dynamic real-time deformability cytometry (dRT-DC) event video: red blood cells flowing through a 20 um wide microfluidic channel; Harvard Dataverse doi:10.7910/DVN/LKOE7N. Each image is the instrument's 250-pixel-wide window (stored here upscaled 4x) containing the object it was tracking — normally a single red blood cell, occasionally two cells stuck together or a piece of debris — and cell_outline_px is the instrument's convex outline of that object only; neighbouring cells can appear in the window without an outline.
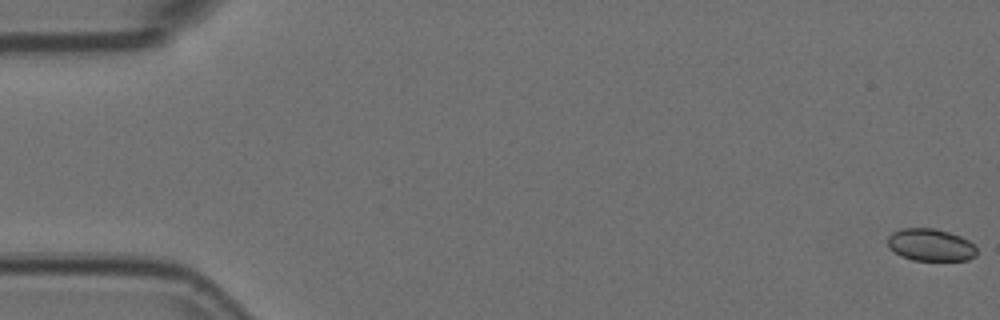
{"species": "Egyptian fruit bat (a non-hibernating species)", "species_latin": "Rousettus aegyptiacus", "temperature_condition": "room temperature", "stored_images_in_passage": 56, "camera_frame_rate_fps": 3000, "um_per_image_px": 0.085, "animal": {"sex": "female"}, "frame": {"image": 1, "passage_image": 1, "time_ms": 0.0, "image_size_px": [1000, 320], "cell_outline_px": [[976, 256], [968, 260], [912, 260], [900, 256], [888, 248], [888, 236], [892, 232], [900, 228], [936, 228], [960, 236], [968, 240], [976, 248]], "centroid_in_image_um": [79.06, 20.81], "position_along_channel_um": 5.9, "area_um2": 16.88}}
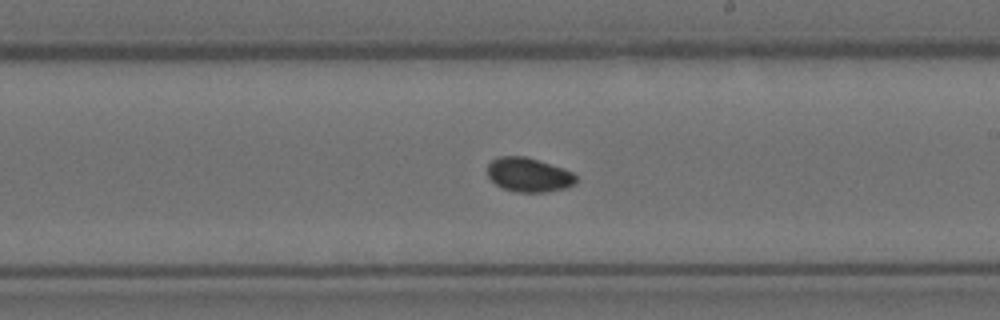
{"frame": {"image": 2, "passage_image": 32, "time_ms": 10.333, "image_size_px": [1000, 320], "cell_outline_px": [[576, 184], [568, 188], [544, 192], [516, 192], [504, 188], [496, 184], [488, 176], [488, 164], [492, 160], [500, 156], [524, 156], [572, 172], [576, 176]], "centroid_in_image_um": [44.94, 14.87], "position_along_channel_um": 244.1, "area_um2": 17.4}}
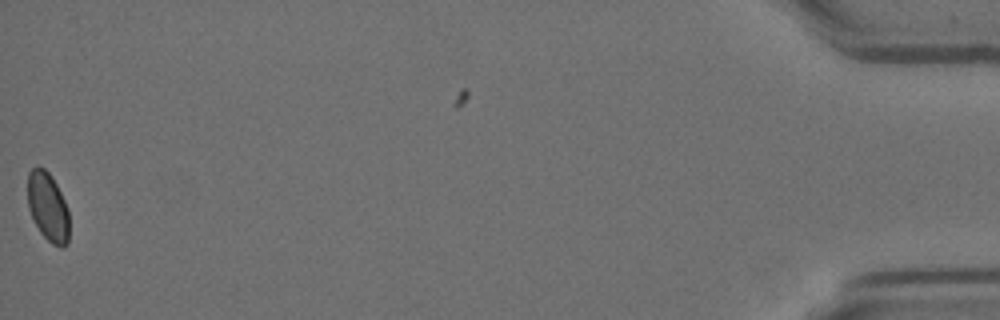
{"frame": {"image": 3, "passage_image": 55, "time_ms": 18.0, "image_size_px": [1000, 320], "cell_outline_px": [[68, 244], [64, 248], [60, 248], [52, 244], [40, 232], [28, 208], [28, 172], [36, 164], [44, 168], [52, 176], [68, 208]], "centroid_in_image_um": [4.07, 17.57], "position_along_channel_um": 431.1, "area_um2": 16.76}}